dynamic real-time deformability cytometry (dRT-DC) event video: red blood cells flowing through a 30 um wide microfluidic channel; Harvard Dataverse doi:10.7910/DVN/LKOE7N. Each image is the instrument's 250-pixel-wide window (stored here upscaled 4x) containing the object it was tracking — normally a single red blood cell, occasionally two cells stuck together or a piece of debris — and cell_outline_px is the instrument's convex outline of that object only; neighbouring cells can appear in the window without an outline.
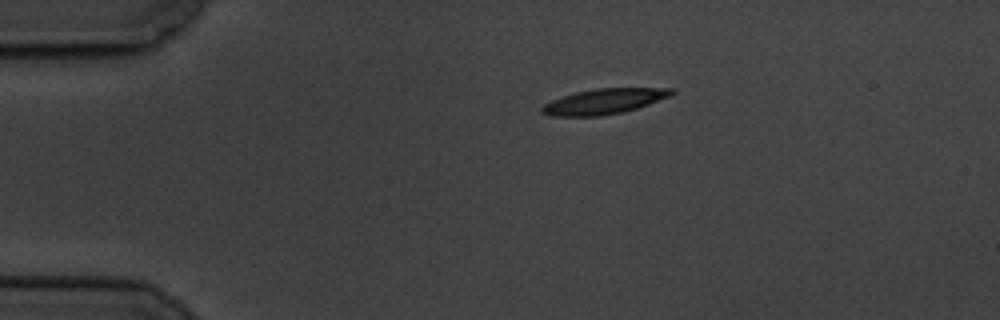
{"species": "common noctule bat (a hibernating species)", "species_latin": "Nyctalus noctula", "temperature_condition": "cold", "stored_images_in_passage": 7, "camera_frame_rate_fps": 3000, "um_per_image_px": 0.085, "animal": {"sex": "male", "body_mass_g": 19.5, "forearm_length_mm": 54.6}, "frame": {"image": 1, "passage_image": 1, "time_ms": 0.0, "image_size_px": [1000, 320], "cell_outline_px": [[676, 92], [672, 96], [624, 112], [600, 116], [552, 116], [540, 112], [540, 108], [544, 104], [552, 100], [576, 92], [596, 88], [676, 88]], "centroid_in_image_um": [51.38, 8.61], "position_along_channel_um": 33.6, "area_um2": 19.19}}
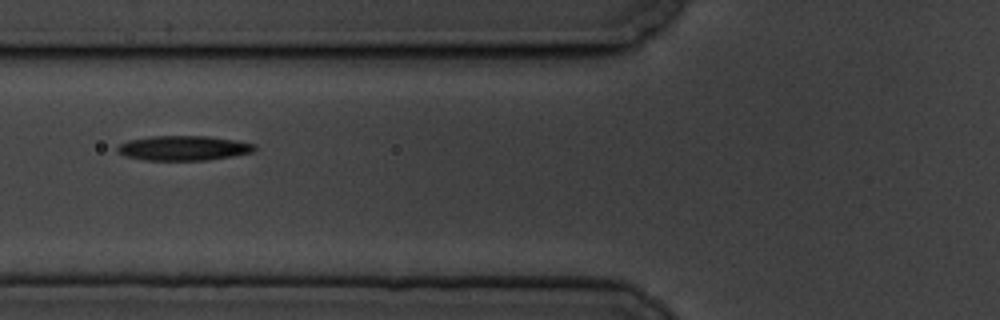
{"frame": {"image": 2, "passage_image": 4, "time_ms": 3.667, "image_size_px": [1000, 320], "cell_outline_px": [[256, 148], [252, 152], [232, 156], [208, 160], [144, 160], [124, 156], [116, 152], [116, 148], [120, 144], [128, 140], [152, 136], [208, 136], [236, 140], [256, 144]], "centroid_in_image_um": [15.58, 12.59], "position_along_channel_um": 110.2, "area_um2": 19.88}}
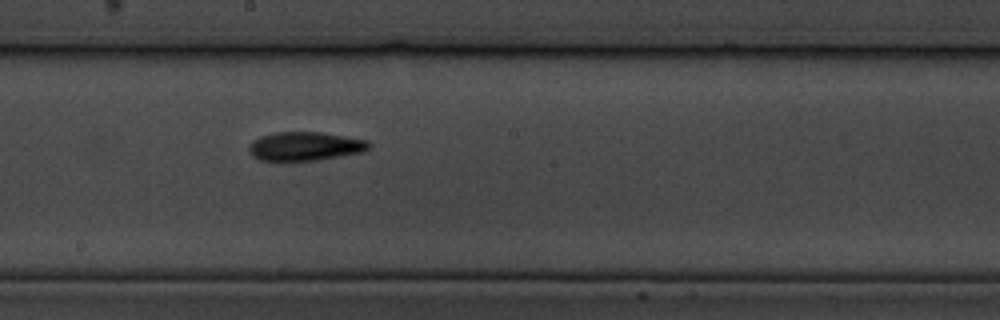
{"frame": {"image": 3, "passage_image": 7, "time_ms": 7.0, "image_size_px": [1000, 320], "cell_outline_px": [[372, 144], [364, 152], [316, 160], [260, 160], [252, 156], [248, 148], [252, 140], [260, 136], [276, 132], [320, 132], [368, 140]], "centroid_in_image_um": [25.93, 12.42], "position_along_channel_um": 222.3, "area_um2": 20.06}}